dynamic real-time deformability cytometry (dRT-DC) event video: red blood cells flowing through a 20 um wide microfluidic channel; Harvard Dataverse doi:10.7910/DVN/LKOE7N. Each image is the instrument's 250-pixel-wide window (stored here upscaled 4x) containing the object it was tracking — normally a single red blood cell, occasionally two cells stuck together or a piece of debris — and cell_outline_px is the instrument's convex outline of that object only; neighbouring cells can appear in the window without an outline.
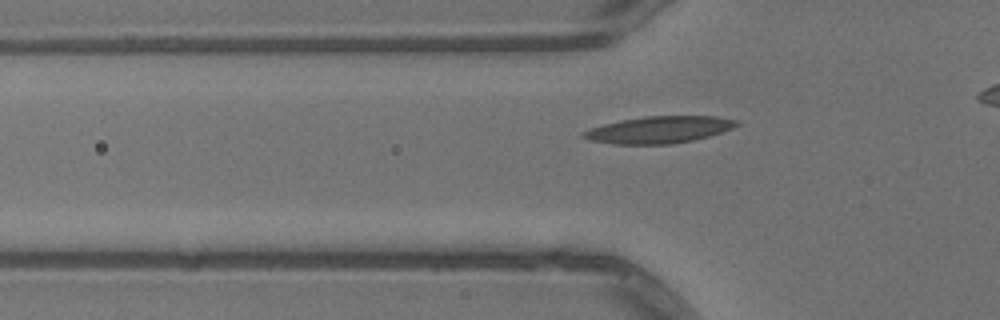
{"species": "common noctule bat (a hibernating species)", "species_latin": "Nyctalus noctula", "temperature_condition": "warm", "stored_images_in_passage": 32, "camera_frame_rate_fps": 3000, "um_per_image_px": 0.085, "animal": {"sex": "male", "body_mass_g": 13.3}, "frame": {"image": 1, "passage_image": 5, "time_ms": 1.333, "image_size_px": [1000, 320], "cell_outline_px": [[740, 124], [732, 128], [708, 136], [692, 140], [672, 144], [612, 144], [592, 140], [580, 136], [580, 132], [604, 124], [620, 120], [644, 116], [716, 116], [740, 120]], "centroid_in_image_um": [56.02, 11.02], "position_along_channel_um": 69.8, "area_um2": 23.99}}
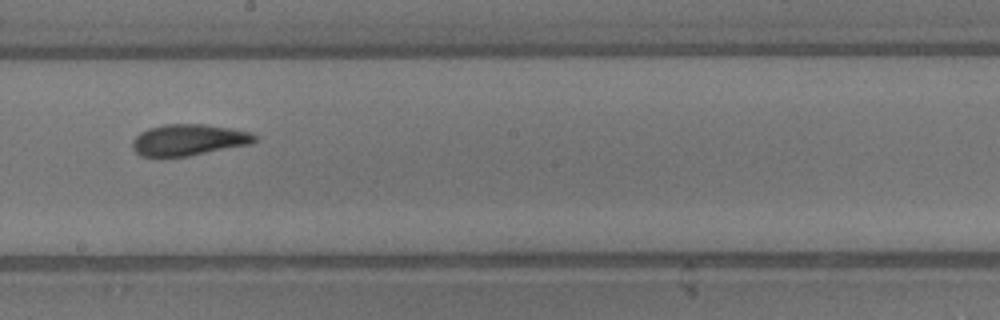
{"frame": {"image": 2, "passage_image": 17, "time_ms": 5.333, "image_size_px": [1000, 320], "cell_outline_px": [[256, 140], [252, 144], [188, 156], [140, 156], [132, 148], [132, 140], [140, 132], [148, 128], [164, 124], [204, 124], [232, 128], [252, 132], [256, 136]], "centroid_in_image_um": [16.05, 11.88], "position_along_channel_um": 232.2, "area_um2": 22.43}}
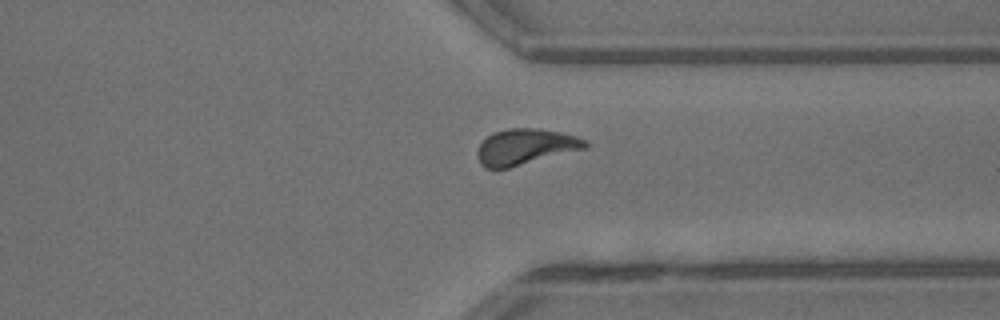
{"frame": {"image": 3, "passage_image": 27, "time_ms": 8.667, "image_size_px": [1000, 320], "cell_outline_px": [[588, 148], [508, 168], [484, 168], [480, 164], [476, 156], [476, 152], [480, 144], [492, 132], [508, 128], [536, 128], [560, 132], [576, 136], [588, 140]], "centroid_in_image_um": [44.66, 12.47], "position_along_channel_um": 366.7, "area_um2": 22.72}}